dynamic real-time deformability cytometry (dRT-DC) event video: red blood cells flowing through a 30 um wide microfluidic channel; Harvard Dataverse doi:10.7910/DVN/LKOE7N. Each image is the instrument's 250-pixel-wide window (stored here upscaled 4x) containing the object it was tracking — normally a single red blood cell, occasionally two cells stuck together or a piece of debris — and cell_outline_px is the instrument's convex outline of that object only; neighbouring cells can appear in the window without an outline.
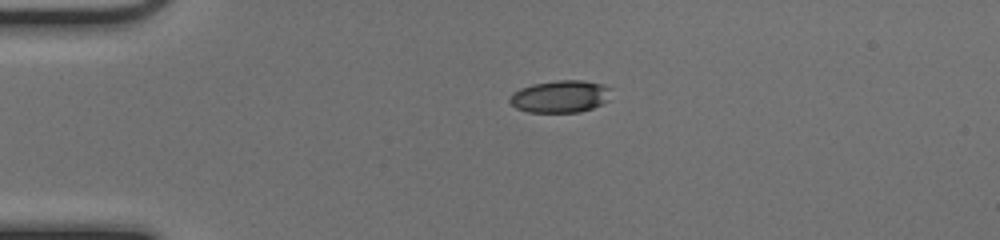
{"species": "common noctule bat (a hibernating species)", "species_latin": "Nyctalus noctula", "temperature_condition": "cold", "stored_images_in_passage": 14, "camera_frame_rate_fps": 3000, "um_per_image_px": 0.085, "animal": {"sex": "female", "body_mass_g": 17.0, "forearm_length_mm": 48.0}, "frame": {"image": 1, "passage_image": 1, "time_ms": 0.0, "image_size_px": [1000, 240], "cell_outline_px": [[608, 100], [592, 108], [580, 112], [528, 112], [516, 108], [508, 100], [508, 96], [512, 92], [520, 88], [532, 84], [556, 80], [580, 80], [604, 84], [608, 88]], "centroid_in_image_um": [47.56, 8.19], "position_along_channel_um": 37.4, "area_um2": 19.02}}
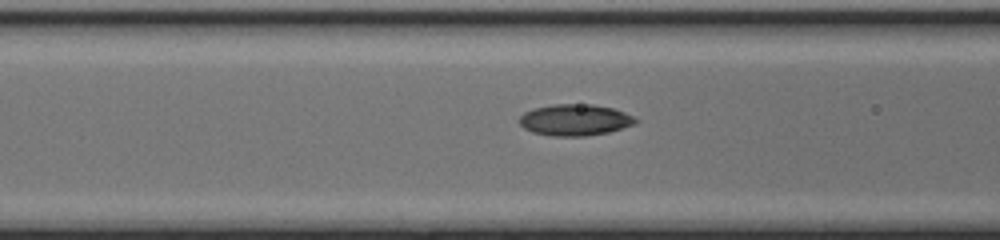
{"frame": {"image": 2, "passage_image": 10, "time_ms": 3.0, "image_size_px": [1000, 240], "cell_outline_px": [[640, 120], [636, 124], [608, 132], [584, 136], [552, 136], [532, 132], [524, 128], [520, 124], [520, 116], [524, 112], [532, 108], [552, 104], [592, 104], [612, 108], [624, 112]], "centroid_in_image_um": [48.87, 10.19], "position_along_channel_um": 117.7, "area_um2": 21.33}}
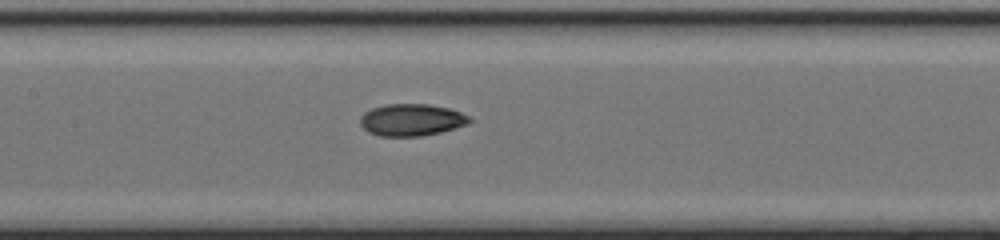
{"frame": {"image": 3, "passage_image": 14, "time_ms": 4.333, "image_size_px": [1000, 240], "cell_outline_px": [[472, 120], [468, 124], [440, 132], [420, 136], [380, 136], [368, 132], [360, 124], [360, 116], [364, 112], [372, 108], [384, 104], [428, 104], [448, 108], [460, 112], [468, 116]], "centroid_in_image_um": [34.95, 10.18], "position_along_channel_um": 172.4, "area_um2": 20.35}}